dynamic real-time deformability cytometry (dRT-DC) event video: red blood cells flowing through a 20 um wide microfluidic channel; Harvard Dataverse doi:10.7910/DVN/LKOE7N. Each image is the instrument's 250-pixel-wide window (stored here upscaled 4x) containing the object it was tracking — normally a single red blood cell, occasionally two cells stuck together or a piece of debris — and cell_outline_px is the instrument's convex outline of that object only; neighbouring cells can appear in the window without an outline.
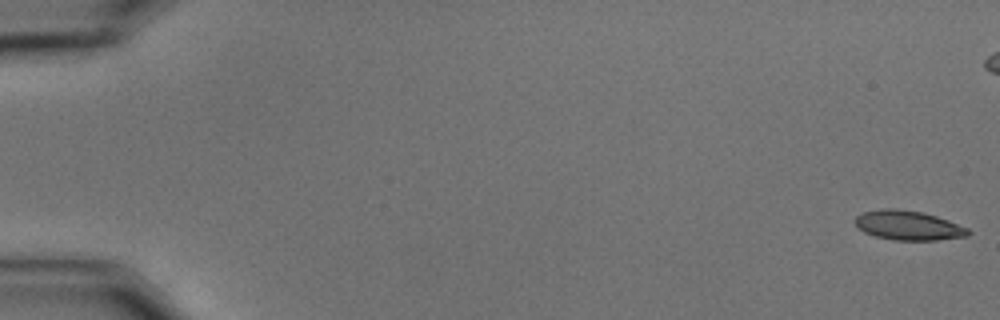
{"species": "common noctule bat (a hibernating species)", "species_latin": "Nyctalus noctula", "temperature_condition": "cold", "stored_images_in_passage": 59, "camera_frame_rate_fps": 3000, "um_per_image_px": 0.085, "animal": {"sex": "male", "body_mass_g": 15.6}, "frame": {"image": 1, "passage_image": 1, "time_ms": 0.0, "image_size_px": [1000, 320], "cell_outline_px": [[972, 232], [968, 236], [936, 240], [892, 240], [876, 236], [864, 232], [852, 220], [856, 216], [864, 212], [880, 208], [896, 208], [924, 212], [948, 220], [968, 228]], "centroid_in_image_um": [77.2, 19.15], "position_along_channel_um": 7.8, "area_um2": 19.54}}
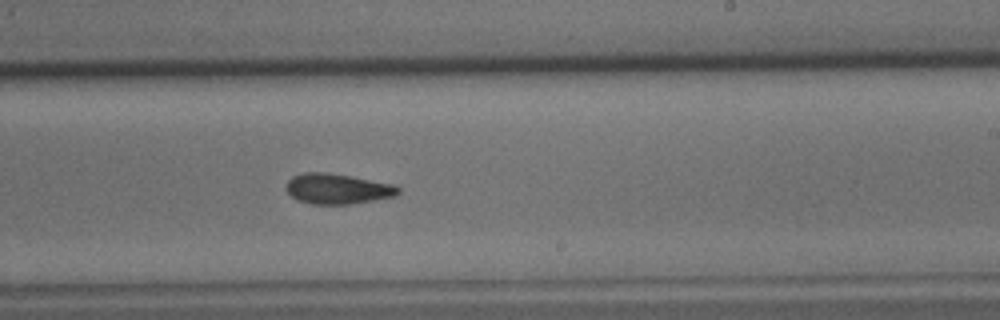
{"frame": {"image": 2, "passage_image": 36, "time_ms": 11.667, "image_size_px": [1000, 320], "cell_outline_px": [[400, 192], [396, 196], [352, 204], [312, 204], [296, 200], [288, 192], [288, 180], [292, 176], [304, 172], [324, 172], [348, 176], [392, 184], [400, 188]], "centroid_in_image_um": [28.69, 16.06], "position_along_channel_um": 260.3, "area_um2": 19.59}}
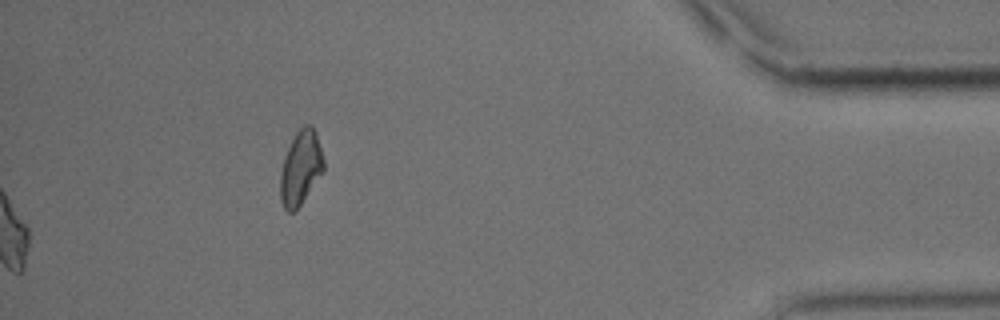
{"frame": {"image": 3, "passage_image": 59, "time_ms": 19.333, "image_size_px": [1000, 320], "cell_outline_px": [[324, 172], [300, 204], [292, 212], [288, 212], [284, 208], [280, 200], [280, 172], [284, 156], [296, 132], [304, 124], [312, 124], [316, 132], [324, 160]], "centroid_in_image_um": [25.56, 14.24], "position_along_channel_um": 409.6, "area_um2": 18.79}, "authors_computed_cell_mechanics": {"area_um2": 19.5942, "velocity_mm_per_s": 3.5196, "shape_relaxation_time_tau1_ms": 9.8061, "shape_relaxation_time_tau2_ms": 5.0486, "deformation_change_tau1": 0.1953, "deformation_change_tau2": 0.1161}}